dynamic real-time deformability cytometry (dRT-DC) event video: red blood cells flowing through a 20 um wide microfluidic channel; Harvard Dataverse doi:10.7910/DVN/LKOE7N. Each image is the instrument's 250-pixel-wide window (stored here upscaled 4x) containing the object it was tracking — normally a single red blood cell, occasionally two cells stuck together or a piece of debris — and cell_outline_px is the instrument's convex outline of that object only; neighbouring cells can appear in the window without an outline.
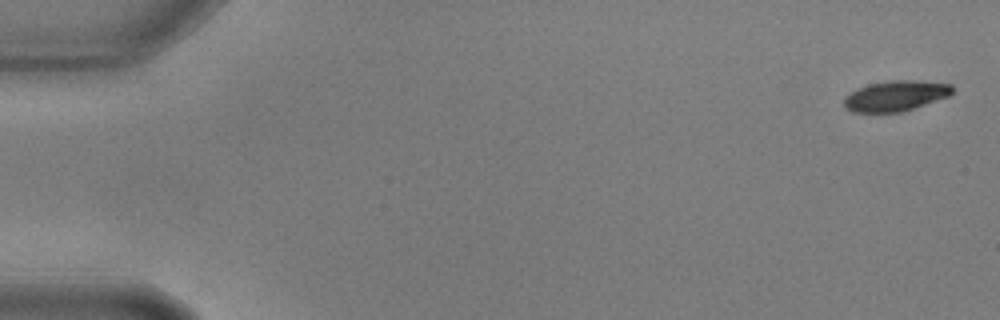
{"species": "common noctule bat (a hibernating species)", "species_latin": "Nyctalus noctula", "temperature_condition": "warm", "stored_images_in_passage": 8, "camera_frame_rate_fps": 3000, "um_per_image_px": 0.085, "animal": {"sex": "male", "body_mass_g": 17.9, "forearm_length_mm": 54.2}, "frame": {"image": 1, "passage_image": 1, "time_ms": 0.0, "image_size_px": [1000, 320], "cell_outline_px": [[952, 92], [948, 96], [900, 112], [852, 112], [844, 108], [844, 96], [868, 84], [892, 80], [912, 80], [952, 84]], "centroid_in_image_um": [76.09, 8.15], "position_along_channel_um": 8.9, "area_um2": 18.9}}